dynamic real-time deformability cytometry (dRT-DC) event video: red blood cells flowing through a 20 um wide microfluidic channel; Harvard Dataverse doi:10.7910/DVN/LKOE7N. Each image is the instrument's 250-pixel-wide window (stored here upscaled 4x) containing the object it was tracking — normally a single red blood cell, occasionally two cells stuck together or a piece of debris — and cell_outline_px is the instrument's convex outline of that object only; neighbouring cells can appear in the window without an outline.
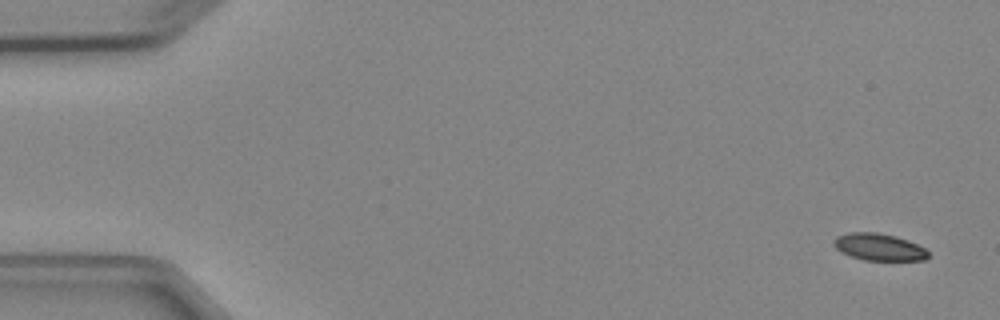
{"species": "Egyptian fruit bat (a non-hibernating species)", "species_latin": "Rousettus aegyptiacus", "temperature_condition": "cold", "stored_images_in_passage": 4, "camera_frame_rate_fps": 3000, "um_per_image_px": 0.085, "animal": {"sex": "female"}, "frame": {"image": 1, "passage_image": 1, "time_ms": 0.0, "image_size_px": [1000, 320], "cell_outline_px": [[928, 256], [924, 260], [864, 260], [840, 252], [832, 244], [832, 240], [836, 236], [848, 232], [876, 232], [896, 236], [908, 240], [924, 248], [928, 252]], "centroid_in_image_um": [74.66, 20.98], "position_along_channel_um": 10.3, "area_um2": 14.91}}
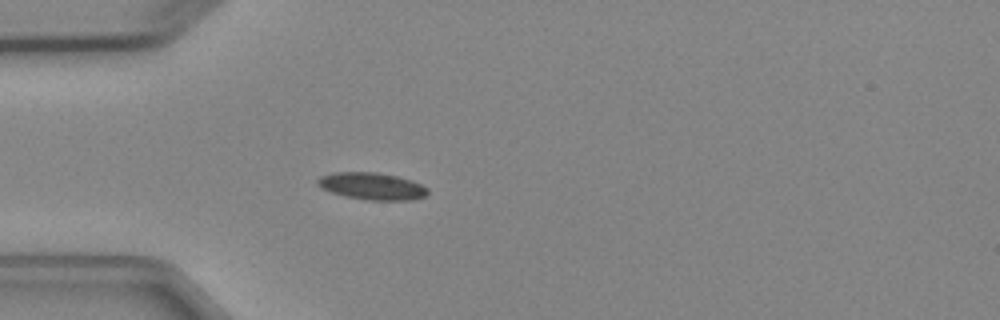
{"frame": {"image": 2, "passage_image": 4, "time_ms": 4.333, "image_size_px": [1000, 320], "cell_outline_px": [[428, 192], [424, 196], [412, 200], [368, 200], [348, 196], [332, 192], [320, 188], [316, 184], [316, 180], [320, 176], [332, 172], [376, 172], [396, 176], [412, 180], [428, 188]], "centroid_in_image_um": [31.59, 15.81], "position_along_channel_um": 53.4, "area_um2": 17.34}}